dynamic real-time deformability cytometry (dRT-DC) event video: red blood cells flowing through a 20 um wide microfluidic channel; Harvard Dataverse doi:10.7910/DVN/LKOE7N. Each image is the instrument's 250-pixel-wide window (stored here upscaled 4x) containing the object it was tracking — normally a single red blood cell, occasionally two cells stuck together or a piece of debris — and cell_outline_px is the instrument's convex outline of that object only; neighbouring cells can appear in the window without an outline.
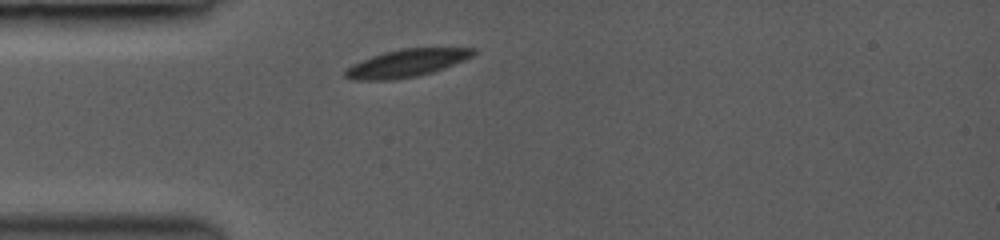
{"species": "common noctule bat (a hibernating species)", "species_latin": "Nyctalus noctula", "temperature_condition": "room temperature", "stored_images_in_passage": 1, "camera_frame_rate_fps": 3000, "um_per_image_px": 0.085, "animal": {"sex": "female", "body_mass_g": 19.0, "forearm_length_mm": 53.3}, "frame": {"image": 1, "passage_image": 1, "time_ms": 0.0, "image_size_px": [1000, 240], "cell_outline_px": [[476, 52], [472, 56], [464, 60], [432, 72], [416, 76], [392, 80], [352, 80], [344, 76], [344, 72], [352, 64], [372, 56], [384, 52], [404, 48], [476, 48]], "centroid_in_image_um": [34.54, 5.37], "position_along_channel_um": 50.5, "area_um2": 20.4}}